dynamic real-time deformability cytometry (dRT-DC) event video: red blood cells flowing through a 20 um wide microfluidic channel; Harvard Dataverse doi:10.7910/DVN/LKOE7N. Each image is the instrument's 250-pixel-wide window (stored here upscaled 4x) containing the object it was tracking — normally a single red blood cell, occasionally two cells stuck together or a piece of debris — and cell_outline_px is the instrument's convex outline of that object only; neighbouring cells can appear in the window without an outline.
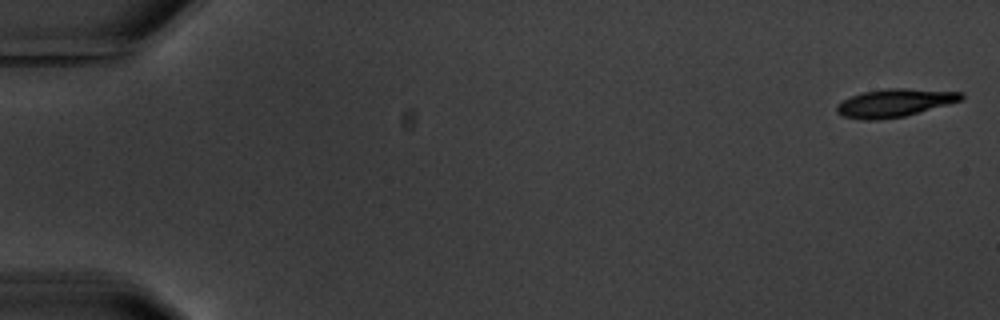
{"species": "common noctule bat (a hibernating species)", "species_latin": "Nyctalus noctula", "temperature_condition": "warm", "stored_images_in_passage": 5, "segment_of_instrument_passage": [2, 2], "camera_frame_rate_fps": 3000, "um_per_image_px": 0.085, "animal": {"sex": "male", "body_mass_g": 20.1, "forearm_length_mm": 53.5}, "frame": {"image": 1, "passage_image": 5, "time_ms": 5.0, "image_size_px": [1000, 320], "cell_outline_px": [[964, 96], [960, 100], [948, 104], [904, 116], [876, 120], [864, 120], [844, 116], [836, 112], [836, 104], [852, 96], [864, 92], [884, 88], [908, 88], [964, 92]], "centroid_in_image_um": [76.03, 8.73], "position_along_channel_um": 9.0, "area_um2": 20.17}}